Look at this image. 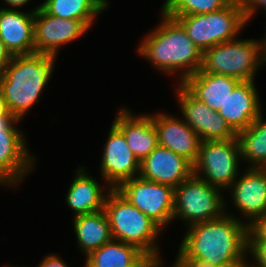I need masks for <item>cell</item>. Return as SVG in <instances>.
Returning <instances> with one entry per match:
<instances>
[{"label": "cell", "mask_w": 266, "mask_h": 267, "mask_svg": "<svg viewBox=\"0 0 266 267\" xmlns=\"http://www.w3.org/2000/svg\"><path fill=\"white\" fill-rule=\"evenodd\" d=\"M186 230L177 257L203 259L218 266L250 256L249 226L234 214L225 212L219 218L195 223Z\"/></svg>", "instance_id": "cell-1"}, {"label": "cell", "mask_w": 266, "mask_h": 267, "mask_svg": "<svg viewBox=\"0 0 266 267\" xmlns=\"http://www.w3.org/2000/svg\"><path fill=\"white\" fill-rule=\"evenodd\" d=\"M161 16L160 24L146 34L136 51L160 72H178L181 83L201 69L203 53L175 18Z\"/></svg>", "instance_id": "cell-2"}, {"label": "cell", "mask_w": 266, "mask_h": 267, "mask_svg": "<svg viewBox=\"0 0 266 267\" xmlns=\"http://www.w3.org/2000/svg\"><path fill=\"white\" fill-rule=\"evenodd\" d=\"M56 55L31 53L12 56L0 75V93L16 119L40 99L55 68Z\"/></svg>", "instance_id": "cell-3"}, {"label": "cell", "mask_w": 266, "mask_h": 267, "mask_svg": "<svg viewBox=\"0 0 266 267\" xmlns=\"http://www.w3.org/2000/svg\"><path fill=\"white\" fill-rule=\"evenodd\" d=\"M104 210L112 239L134 245L147 256L160 255L156 242L162 228L124 199L116 189L108 194Z\"/></svg>", "instance_id": "cell-4"}, {"label": "cell", "mask_w": 266, "mask_h": 267, "mask_svg": "<svg viewBox=\"0 0 266 267\" xmlns=\"http://www.w3.org/2000/svg\"><path fill=\"white\" fill-rule=\"evenodd\" d=\"M167 16L175 18L182 25L202 53L219 43L237 39L247 26L241 0H232L226 7L215 12Z\"/></svg>", "instance_id": "cell-5"}, {"label": "cell", "mask_w": 266, "mask_h": 267, "mask_svg": "<svg viewBox=\"0 0 266 267\" xmlns=\"http://www.w3.org/2000/svg\"><path fill=\"white\" fill-rule=\"evenodd\" d=\"M266 63L259 40L234 39L203 52L201 70L240 81H255L256 71Z\"/></svg>", "instance_id": "cell-6"}, {"label": "cell", "mask_w": 266, "mask_h": 267, "mask_svg": "<svg viewBox=\"0 0 266 267\" xmlns=\"http://www.w3.org/2000/svg\"><path fill=\"white\" fill-rule=\"evenodd\" d=\"M226 207L223 190L194 174L174 188L173 220L185 221L188 227L221 217Z\"/></svg>", "instance_id": "cell-7"}, {"label": "cell", "mask_w": 266, "mask_h": 267, "mask_svg": "<svg viewBox=\"0 0 266 267\" xmlns=\"http://www.w3.org/2000/svg\"><path fill=\"white\" fill-rule=\"evenodd\" d=\"M241 161L240 144L236 138L201 142L193 173L224 192L238 178Z\"/></svg>", "instance_id": "cell-8"}, {"label": "cell", "mask_w": 266, "mask_h": 267, "mask_svg": "<svg viewBox=\"0 0 266 267\" xmlns=\"http://www.w3.org/2000/svg\"><path fill=\"white\" fill-rule=\"evenodd\" d=\"M19 122L15 117H0V185L11 188L19 186L36 163L25 135L16 127Z\"/></svg>", "instance_id": "cell-9"}, {"label": "cell", "mask_w": 266, "mask_h": 267, "mask_svg": "<svg viewBox=\"0 0 266 267\" xmlns=\"http://www.w3.org/2000/svg\"><path fill=\"white\" fill-rule=\"evenodd\" d=\"M116 190L162 229L173 222L174 188L171 186L136 176L121 183Z\"/></svg>", "instance_id": "cell-10"}, {"label": "cell", "mask_w": 266, "mask_h": 267, "mask_svg": "<svg viewBox=\"0 0 266 267\" xmlns=\"http://www.w3.org/2000/svg\"><path fill=\"white\" fill-rule=\"evenodd\" d=\"M175 94L179 103L182 119L199 135L202 142L222 141L236 138L217 111L198 101L180 83Z\"/></svg>", "instance_id": "cell-11"}, {"label": "cell", "mask_w": 266, "mask_h": 267, "mask_svg": "<svg viewBox=\"0 0 266 267\" xmlns=\"http://www.w3.org/2000/svg\"><path fill=\"white\" fill-rule=\"evenodd\" d=\"M100 172L106 185L113 189L124 181L139 176L140 161L129 149L122 131L113 122L104 146Z\"/></svg>", "instance_id": "cell-12"}, {"label": "cell", "mask_w": 266, "mask_h": 267, "mask_svg": "<svg viewBox=\"0 0 266 267\" xmlns=\"http://www.w3.org/2000/svg\"><path fill=\"white\" fill-rule=\"evenodd\" d=\"M88 30L79 20L51 16L40 7L34 18L35 52L58 55L62 45L80 39Z\"/></svg>", "instance_id": "cell-13"}, {"label": "cell", "mask_w": 266, "mask_h": 267, "mask_svg": "<svg viewBox=\"0 0 266 267\" xmlns=\"http://www.w3.org/2000/svg\"><path fill=\"white\" fill-rule=\"evenodd\" d=\"M229 189L232 205L244 215L248 226L266 213V168L247 167Z\"/></svg>", "instance_id": "cell-14"}, {"label": "cell", "mask_w": 266, "mask_h": 267, "mask_svg": "<svg viewBox=\"0 0 266 267\" xmlns=\"http://www.w3.org/2000/svg\"><path fill=\"white\" fill-rule=\"evenodd\" d=\"M193 174V164L190 161L160 145L140 162V177L172 188H176Z\"/></svg>", "instance_id": "cell-15"}, {"label": "cell", "mask_w": 266, "mask_h": 267, "mask_svg": "<svg viewBox=\"0 0 266 267\" xmlns=\"http://www.w3.org/2000/svg\"><path fill=\"white\" fill-rule=\"evenodd\" d=\"M150 117L157 130L158 145L194 164L202 142L199 135L182 118L164 112L150 114Z\"/></svg>", "instance_id": "cell-16"}, {"label": "cell", "mask_w": 266, "mask_h": 267, "mask_svg": "<svg viewBox=\"0 0 266 267\" xmlns=\"http://www.w3.org/2000/svg\"><path fill=\"white\" fill-rule=\"evenodd\" d=\"M40 7L30 12L0 8V40L12 56L35 53L34 18Z\"/></svg>", "instance_id": "cell-17"}, {"label": "cell", "mask_w": 266, "mask_h": 267, "mask_svg": "<svg viewBox=\"0 0 266 267\" xmlns=\"http://www.w3.org/2000/svg\"><path fill=\"white\" fill-rule=\"evenodd\" d=\"M255 81H241L217 111L237 134L262 114Z\"/></svg>", "instance_id": "cell-18"}, {"label": "cell", "mask_w": 266, "mask_h": 267, "mask_svg": "<svg viewBox=\"0 0 266 267\" xmlns=\"http://www.w3.org/2000/svg\"><path fill=\"white\" fill-rule=\"evenodd\" d=\"M113 123L122 131L129 149L141 162L157 146V130L150 114L134 115L126 107H120Z\"/></svg>", "instance_id": "cell-19"}, {"label": "cell", "mask_w": 266, "mask_h": 267, "mask_svg": "<svg viewBox=\"0 0 266 267\" xmlns=\"http://www.w3.org/2000/svg\"><path fill=\"white\" fill-rule=\"evenodd\" d=\"M89 175L84 166L79 167L69 186L65 200L68 207L74 211L73 217L103 210L106 198L113 190L109 185L101 186Z\"/></svg>", "instance_id": "cell-20"}, {"label": "cell", "mask_w": 266, "mask_h": 267, "mask_svg": "<svg viewBox=\"0 0 266 267\" xmlns=\"http://www.w3.org/2000/svg\"><path fill=\"white\" fill-rule=\"evenodd\" d=\"M240 82L233 77L206 73L200 69L195 74L186 77L180 84L198 101L218 111Z\"/></svg>", "instance_id": "cell-21"}, {"label": "cell", "mask_w": 266, "mask_h": 267, "mask_svg": "<svg viewBox=\"0 0 266 267\" xmlns=\"http://www.w3.org/2000/svg\"><path fill=\"white\" fill-rule=\"evenodd\" d=\"M77 244L85 257L112 239L105 210L74 217Z\"/></svg>", "instance_id": "cell-22"}, {"label": "cell", "mask_w": 266, "mask_h": 267, "mask_svg": "<svg viewBox=\"0 0 266 267\" xmlns=\"http://www.w3.org/2000/svg\"><path fill=\"white\" fill-rule=\"evenodd\" d=\"M146 256L134 245L111 239L85 257V267H136Z\"/></svg>", "instance_id": "cell-23"}, {"label": "cell", "mask_w": 266, "mask_h": 267, "mask_svg": "<svg viewBox=\"0 0 266 267\" xmlns=\"http://www.w3.org/2000/svg\"><path fill=\"white\" fill-rule=\"evenodd\" d=\"M108 5V0H45L41 8L51 16L79 20L90 29Z\"/></svg>", "instance_id": "cell-24"}, {"label": "cell", "mask_w": 266, "mask_h": 267, "mask_svg": "<svg viewBox=\"0 0 266 267\" xmlns=\"http://www.w3.org/2000/svg\"><path fill=\"white\" fill-rule=\"evenodd\" d=\"M241 160L250 163L248 168H266V121L262 114L252 124L237 133Z\"/></svg>", "instance_id": "cell-25"}, {"label": "cell", "mask_w": 266, "mask_h": 267, "mask_svg": "<svg viewBox=\"0 0 266 267\" xmlns=\"http://www.w3.org/2000/svg\"><path fill=\"white\" fill-rule=\"evenodd\" d=\"M232 0H165L161 13L164 15H197L218 11Z\"/></svg>", "instance_id": "cell-26"}, {"label": "cell", "mask_w": 266, "mask_h": 267, "mask_svg": "<svg viewBox=\"0 0 266 267\" xmlns=\"http://www.w3.org/2000/svg\"><path fill=\"white\" fill-rule=\"evenodd\" d=\"M179 263V267H252L246 257H242L235 261H230L225 264L213 266L210 262L203 259L193 257H175ZM248 261V262H247ZM250 264V265H249Z\"/></svg>", "instance_id": "cell-27"}, {"label": "cell", "mask_w": 266, "mask_h": 267, "mask_svg": "<svg viewBox=\"0 0 266 267\" xmlns=\"http://www.w3.org/2000/svg\"><path fill=\"white\" fill-rule=\"evenodd\" d=\"M253 258L252 267H266V241H249V249Z\"/></svg>", "instance_id": "cell-28"}, {"label": "cell", "mask_w": 266, "mask_h": 267, "mask_svg": "<svg viewBox=\"0 0 266 267\" xmlns=\"http://www.w3.org/2000/svg\"><path fill=\"white\" fill-rule=\"evenodd\" d=\"M249 241H266V213L249 225Z\"/></svg>", "instance_id": "cell-29"}, {"label": "cell", "mask_w": 266, "mask_h": 267, "mask_svg": "<svg viewBox=\"0 0 266 267\" xmlns=\"http://www.w3.org/2000/svg\"><path fill=\"white\" fill-rule=\"evenodd\" d=\"M243 3V8H244V15L246 18L247 23L250 22L251 18L253 19L252 16L255 17L254 14L257 11V9H262L264 10L266 14V0H241Z\"/></svg>", "instance_id": "cell-30"}, {"label": "cell", "mask_w": 266, "mask_h": 267, "mask_svg": "<svg viewBox=\"0 0 266 267\" xmlns=\"http://www.w3.org/2000/svg\"><path fill=\"white\" fill-rule=\"evenodd\" d=\"M161 257L159 255L146 256L136 267H163ZM172 267H179L177 259L173 262Z\"/></svg>", "instance_id": "cell-31"}, {"label": "cell", "mask_w": 266, "mask_h": 267, "mask_svg": "<svg viewBox=\"0 0 266 267\" xmlns=\"http://www.w3.org/2000/svg\"><path fill=\"white\" fill-rule=\"evenodd\" d=\"M48 255L43 258L37 267H70V265H67V263L62 259V257H59L56 254Z\"/></svg>", "instance_id": "cell-32"}, {"label": "cell", "mask_w": 266, "mask_h": 267, "mask_svg": "<svg viewBox=\"0 0 266 267\" xmlns=\"http://www.w3.org/2000/svg\"><path fill=\"white\" fill-rule=\"evenodd\" d=\"M12 54L6 49L3 42L0 40V75L3 73V70L10 63Z\"/></svg>", "instance_id": "cell-33"}, {"label": "cell", "mask_w": 266, "mask_h": 267, "mask_svg": "<svg viewBox=\"0 0 266 267\" xmlns=\"http://www.w3.org/2000/svg\"><path fill=\"white\" fill-rule=\"evenodd\" d=\"M7 5V9H18L28 4L31 0H3ZM18 7V8H17Z\"/></svg>", "instance_id": "cell-34"}, {"label": "cell", "mask_w": 266, "mask_h": 267, "mask_svg": "<svg viewBox=\"0 0 266 267\" xmlns=\"http://www.w3.org/2000/svg\"><path fill=\"white\" fill-rule=\"evenodd\" d=\"M0 117H14L7 106V103L5 102V99L2 97L0 93Z\"/></svg>", "instance_id": "cell-35"}, {"label": "cell", "mask_w": 266, "mask_h": 267, "mask_svg": "<svg viewBox=\"0 0 266 267\" xmlns=\"http://www.w3.org/2000/svg\"><path fill=\"white\" fill-rule=\"evenodd\" d=\"M259 44L261 46V49H262L264 56L266 57V33H265V37H263L261 40L259 39Z\"/></svg>", "instance_id": "cell-36"}, {"label": "cell", "mask_w": 266, "mask_h": 267, "mask_svg": "<svg viewBox=\"0 0 266 267\" xmlns=\"http://www.w3.org/2000/svg\"><path fill=\"white\" fill-rule=\"evenodd\" d=\"M5 267H14V266H10V265H9V266H8V265L6 266V265H5ZM17 267H19V266H17ZM23 267H26V266H23Z\"/></svg>", "instance_id": "cell-37"}]
</instances>
